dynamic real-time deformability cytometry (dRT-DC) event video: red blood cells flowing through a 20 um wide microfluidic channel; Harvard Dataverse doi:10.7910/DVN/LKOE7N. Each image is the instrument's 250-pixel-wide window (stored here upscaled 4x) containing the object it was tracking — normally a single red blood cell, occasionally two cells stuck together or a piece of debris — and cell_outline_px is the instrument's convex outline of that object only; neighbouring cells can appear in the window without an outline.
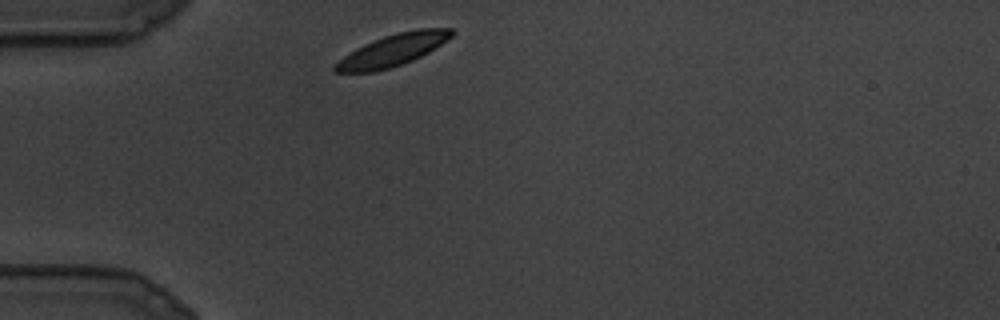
{"species": "common noctule bat (a hibernating species)", "species_latin": "Nyctalus noctula", "temperature_condition": "cold", "stored_images_in_passage": 1, "camera_frame_rate_fps": 3000, "um_per_image_px": 0.085, "animal": {"sex": "male", "body_mass_g": 19.5, "forearm_length_mm": 54.6}, "frame": {"image": 1, "passage_image": 1, "time_ms": 0.0, "image_size_px": [1000, 320], "cell_outline_px": [[456, 32], [452, 36], [428, 52], [412, 60], [388, 68], [372, 72], [336, 72], [332, 68], [344, 56], [356, 48], [364, 44], [384, 36], [400, 32], [420, 28], [452, 28]], "centroid_in_image_um": [33.39, 4.25], "position_along_channel_um": 51.6, "area_um2": 21.1}}